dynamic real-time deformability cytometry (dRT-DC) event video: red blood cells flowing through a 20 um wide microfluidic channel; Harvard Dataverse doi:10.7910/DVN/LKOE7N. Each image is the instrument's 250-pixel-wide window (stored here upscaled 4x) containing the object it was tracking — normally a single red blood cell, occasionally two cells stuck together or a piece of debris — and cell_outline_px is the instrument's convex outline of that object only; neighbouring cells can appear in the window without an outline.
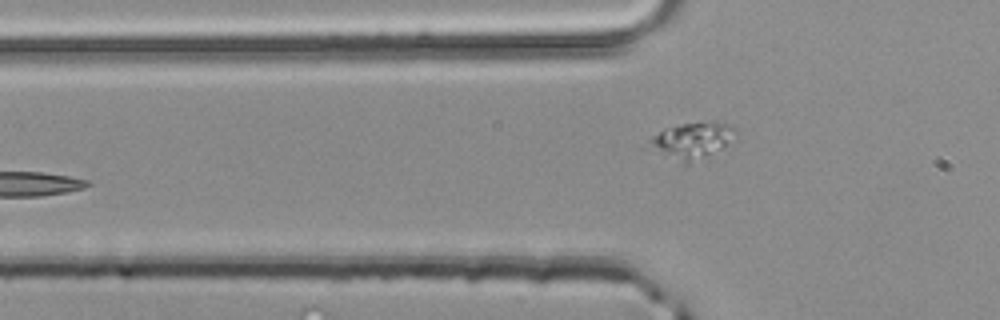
{"species": "common noctule bat (a hibernating species)", "species_latin": "Nyctalus noctula", "temperature_condition": "room temperature", "stored_images_in_passage": 4, "camera_frame_rate_fps": 3000, "um_per_image_px": 0.085, "animal": {"sex": "male", "body_mass_g": 20.4}, "frame": {"image": 1, "passage_image": 4, "time_ms": 1.0, "image_size_px": [1000, 320], "cell_outline_px": [[736, 132], [724, 148], [688, 164], [652, 144], [652, 140], [664, 128], [680, 124], [708, 120], [732, 124]], "centroid_in_image_um": [59.03, 11.85], "position_along_channel_um": 66.8, "area_um2": 17.05}}